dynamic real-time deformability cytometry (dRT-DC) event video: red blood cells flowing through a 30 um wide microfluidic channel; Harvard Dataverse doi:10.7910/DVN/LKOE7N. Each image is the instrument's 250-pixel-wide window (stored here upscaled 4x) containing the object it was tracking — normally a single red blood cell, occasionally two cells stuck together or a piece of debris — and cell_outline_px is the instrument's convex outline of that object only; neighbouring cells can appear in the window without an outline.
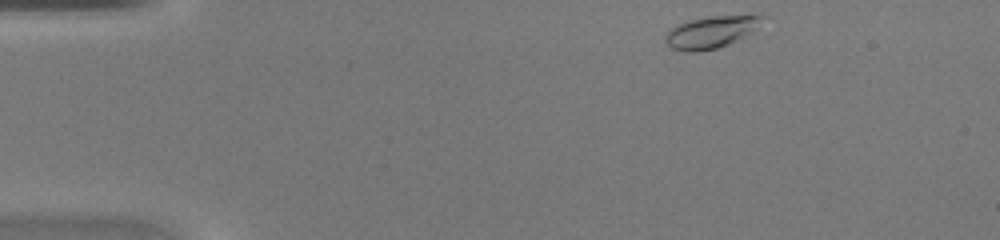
{"species": "common noctule bat (a hibernating species)", "species_latin": "Nyctalus noctula", "temperature_condition": "warm", "stored_images_in_passage": 40, "camera_frame_rate_fps": 3000, "um_per_image_px": 0.085, "animal": {"sex": "female", "body_mass_g": 20.0, "forearm_length_mm": 54.0}, "frame": {"image": 1, "passage_image": 1, "time_ms": 0.0, "image_size_px": [1000, 240], "cell_outline_px": [[768, 16], [752, 32], [728, 44], [716, 48], [696, 52], [684, 52], [672, 48], [664, 40], [664, 36], [672, 28], [688, 20], [708, 16]], "centroid_in_image_um": [60.41, 2.73], "position_along_channel_um": 24.6, "area_um2": 17.8}}
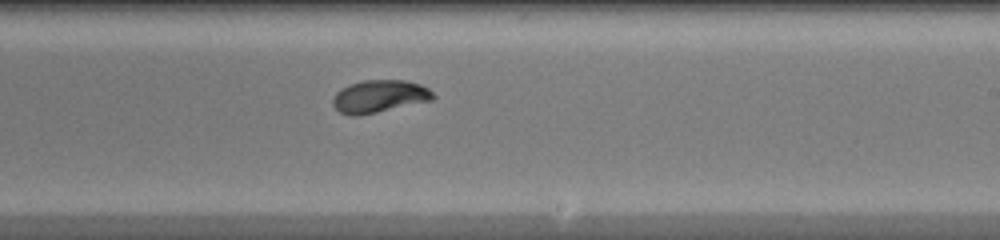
{"frame": {"image": 2, "passage_image": 22, "time_ms": 7.0, "image_size_px": [1000, 240], "cell_outline_px": [[436, 96], [432, 100], [360, 116], [348, 116], [340, 112], [332, 104], [332, 100], [336, 92], [340, 88], [348, 84], [364, 80], [408, 80], [420, 84], [428, 88]], "centroid_in_image_um": [32.22, 8.19], "position_along_channel_um": 256.8, "area_um2": 19.25}}
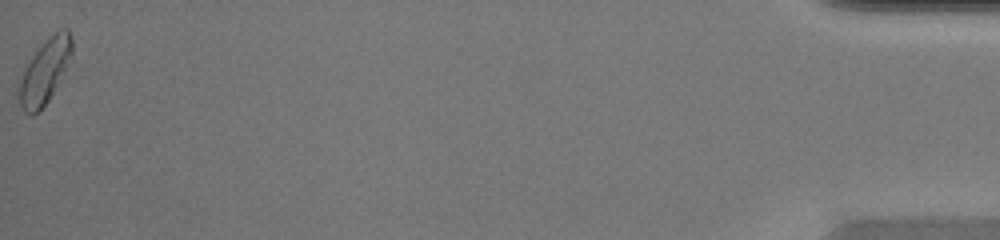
{"frame": {"image": 3, "passage_image": 40, "time_ms": 13.0, "image_size_px": [1000, 240], "cell_outline_px": [[72, 56], [64, 72], [48, 100], [32, 116], [28, 116], [24, 112], [20, 104], [16, 80], [32, 56], [60, 28], [68, 28], [72, 40]], "centroid_in_image_um": [3.77, 6.09], "position_along_channel_um": 431.4, "area_um2": 19.59}}